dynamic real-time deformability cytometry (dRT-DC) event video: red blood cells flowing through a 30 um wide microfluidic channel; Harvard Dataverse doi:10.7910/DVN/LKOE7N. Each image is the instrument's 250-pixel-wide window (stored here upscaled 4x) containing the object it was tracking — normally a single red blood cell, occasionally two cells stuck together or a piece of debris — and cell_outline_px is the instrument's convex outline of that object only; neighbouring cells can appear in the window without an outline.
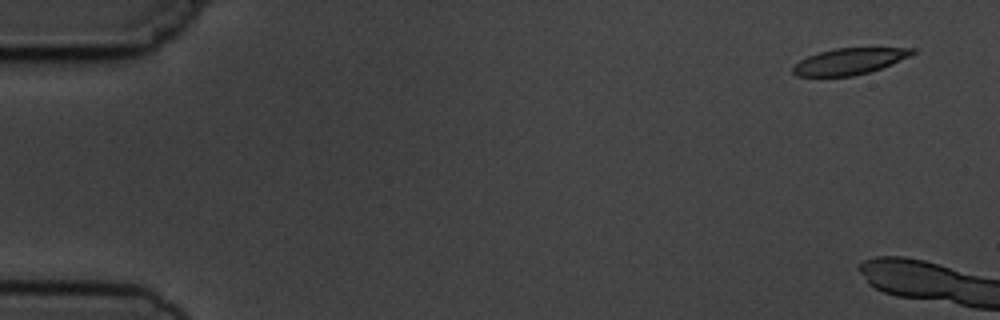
{"species": "common noctule bat (a hibernating species)", "species_latin": "Nyctalus noctula", "temperature_condition": "cold", "stored_images_in_passage": 6, "camera_frame_rate_fps": 3000, "um_per_image_px": 0.085, "animal": {"sex": "male", "body_mass_g": 19.5, "forearm_length_mm": 54.6}, "frame": {"image": 1, "passage_image": 1, "time_ms": 0.0, "image_size_px": [1000, 320], "cell_outline_px": [[916, 52], [892, 64], [868, 72], [852, 76], [796, 76], [792, 72], [792, 68], [800, 60], [808, 56], [820, 52], [836, 48], [916, 48]], "centroid_in_image_um": [72.18, 5.21], "position_along_channel_um": 12.8, "area_um2": 18.03}}